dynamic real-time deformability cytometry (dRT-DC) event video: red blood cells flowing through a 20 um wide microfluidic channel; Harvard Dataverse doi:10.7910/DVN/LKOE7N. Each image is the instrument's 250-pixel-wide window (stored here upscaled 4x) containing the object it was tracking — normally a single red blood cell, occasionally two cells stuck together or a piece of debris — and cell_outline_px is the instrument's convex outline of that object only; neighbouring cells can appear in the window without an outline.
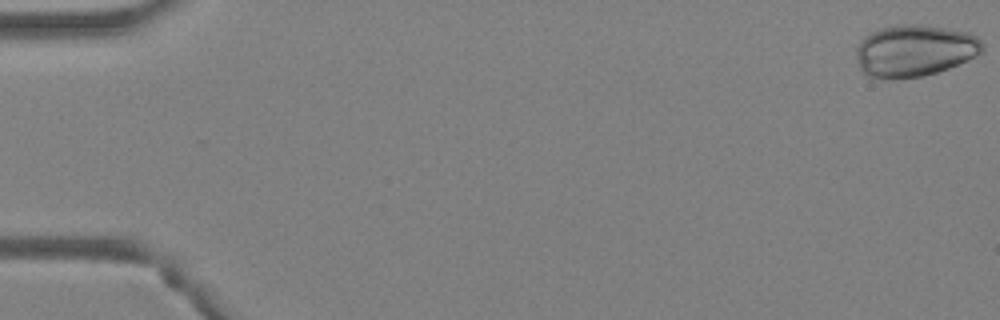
{"species": "Egyptian fruit bat (a non-hibernating species)", "species_latin": "Rousettus aegyptiacus", "temperature_condition": "warm", "stored_images_in_passage": 13, "camera_frame_rate_fps": 3000, "um_per_image_px": 0.085, "animal": {"sex": "female"}, "frame": {"image": 1, "passage_image": 1, "time_ms": 0.0, "image_size_px": [1000, 320], "cell_outline_px": [[984, 52], [968, 60], [948, 68], [924, 76], [868, 76], [860, 68], [856, 56], [856, 48], [860, 40], [864, 36], [880, 28], [896, 24], [920, 24], [968, 32], [976, 36], [984, 44]], "centroid_in_image_um": [77.77, 4.26], "position_along_channel_um": 7.2, "area_um2": 37.69}}